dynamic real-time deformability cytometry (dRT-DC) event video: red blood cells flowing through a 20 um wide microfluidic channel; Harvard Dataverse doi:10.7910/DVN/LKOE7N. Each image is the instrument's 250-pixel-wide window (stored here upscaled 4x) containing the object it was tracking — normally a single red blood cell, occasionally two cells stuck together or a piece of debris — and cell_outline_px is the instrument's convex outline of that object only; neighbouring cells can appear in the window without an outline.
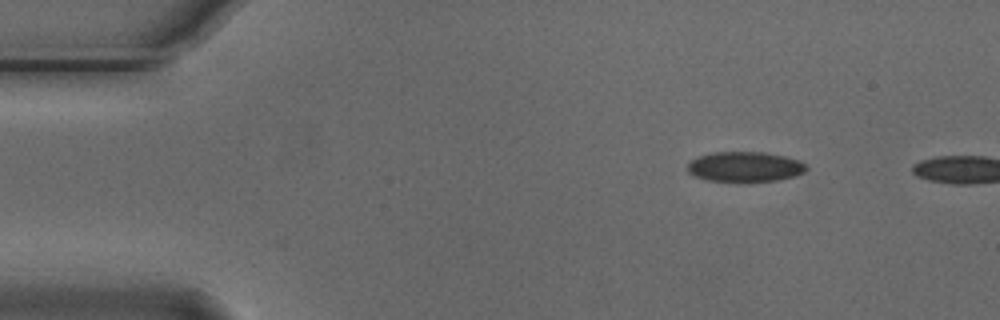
{"species": "Egyptian fruit bat (a non-hibernating species)", "species_latin": "Rousettus aegyptiacus", "temperature_condition": "cold", "stored_images_in_passage": 3, "camera_frame_rate_fps": 3000, "um_per_image_px": 0.085, "animal": {"sex": "male"}, "frame": {"image": 1, "passage_image": 1, "time_ms": 0.0, "image_size_px": [1000, 320], "cell_outline_px": [[808, 168], [804, 172], [792, 176], [776, 180], [708, 180], [696, 176], [688, 172], [688, 164], [692, 160], [700, 156], [712, 152], [764, 152], [784, 156], [800, 160]], "centroid_in_image_um": [63.33, 14.14], "position_along_channel_um": 21.7, "area_um2": 20.23}}